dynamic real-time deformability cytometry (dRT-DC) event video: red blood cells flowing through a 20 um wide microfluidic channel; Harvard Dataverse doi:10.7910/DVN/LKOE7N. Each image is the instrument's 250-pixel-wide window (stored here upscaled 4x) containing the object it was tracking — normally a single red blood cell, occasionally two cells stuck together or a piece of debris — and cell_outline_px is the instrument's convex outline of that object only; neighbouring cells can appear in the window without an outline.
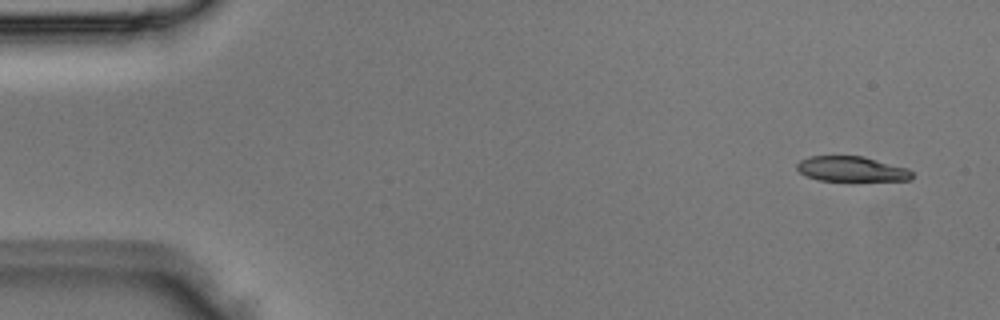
{"species": "Egyptian fruit bat (a non-hibernating species)", "species_latin": "Rousettus aegyptiacus", "temperature_condition": "room temperature", "stored_images_in_passage": 5, "segment_of_instrument_passage": [2, 2], "camera_frame_rate_fps": 3000, "um_per_image_px": 0.085, "animal": {"sex": "male"}, "frame": {"image": 1, "passage_image": 5, "time_ms": 1.333, "image_size_px": [1000, 320], "cell_outline_px": [[912, 180], [816, 180], [800, 172], [796, 168], [796, 164], [800, 160], [808, 156], [864, 156], [908, 168], [912, 172]], "centroid_in_image_um": [72.37, 14.35], "position_along_channel_um": 12.6, "area_um2": 16.76}}